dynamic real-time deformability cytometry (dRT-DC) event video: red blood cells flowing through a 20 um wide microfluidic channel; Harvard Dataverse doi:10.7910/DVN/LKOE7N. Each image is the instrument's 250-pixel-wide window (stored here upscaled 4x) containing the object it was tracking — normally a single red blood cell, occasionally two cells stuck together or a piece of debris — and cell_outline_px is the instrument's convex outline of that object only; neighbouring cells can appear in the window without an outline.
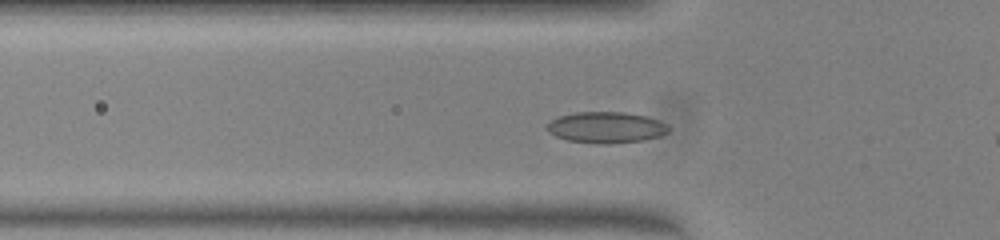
{"species": "common noctule bat (a hibernating species)", "species_latin": "Nyctalus noctula", "temperature_condition": "warm", "stored_images_in_passage": 35, "camera_frame_rate_fps": 3000, "um_per_image_px": 0.085, "animal": {"sex": "female", "body_mass_g": 23.0, "forearm_length_mm": 53.4}, "frame": {"image": 1, "passage_image": 7, "time_ms": 2.0, "image_size_px": [1000, 240], "cell_outline_px": [[668, 132], [660, 136], [644, 140], [608, 144], [600, 144], [568, 140], [556, 136], [548, 132], [544, 128], [552, 120], [560, 116], [576, 112], [624, 112], [644, 116], [656, 120], [664, 124], [668, 128]], "centroid_in_image_um": [51.48, 10.84], "position_along_channel_um": 74.3, "area_um2": 21.85}}
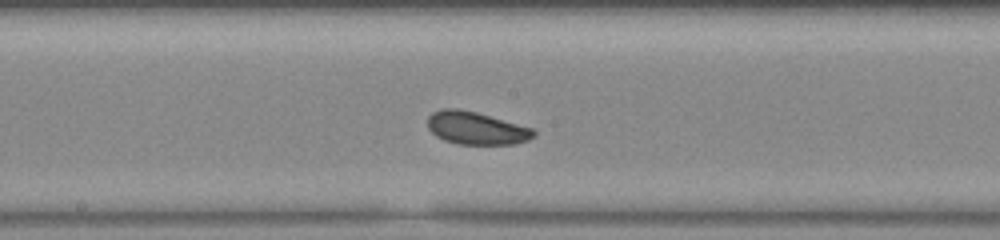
{"frame": {"image": 2, "passage_image": 17, "time_ms": 5.333, "image_size_px": [1000, 240], "cell_outline_px": [[536, 136], [528, 140], [512, 144], [456, 144], [444, 140], [436, 136], [428, 128], [428, 116], [432, 112], [440, 108], [456, 108], [476, 112], [532, 128], [536, 132]], "centroid_in_image_um": [40.45, 10.89], "position_along_channel_um": 207.7, "area_um2": 20.23}}
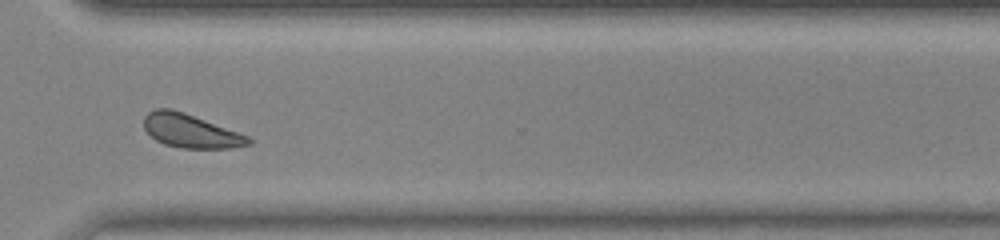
{"frame": {"image": 3, "passage_image": 28, "time_ms": 9.0, "image_size_px": [1000, 240], "cell_outline_px": [[252, 144], [228, 148], [180, 148], [164, 144], [156, 140], [144, 128], [144, 116], [148, 112], [156, 108], [172, 108], [184, 112], [248, 136], [252, 140]], "centroid_in_image_um": [16.18, 11.12], "position_along_channel_um": 354.4, "area_um2": 20.35}, "authors_computed_cell_mechanics": {"area_um2": 20.6924, "velocity_mm_per_s": 3.9898, "shape_relaxation_time_tau1_ms": 4.6472, "shape_relaxation_time_tau2_ms": 3.7236, "deformation_change_tau1": 0.0571, "deformation_change_tau2": 0.1087}}